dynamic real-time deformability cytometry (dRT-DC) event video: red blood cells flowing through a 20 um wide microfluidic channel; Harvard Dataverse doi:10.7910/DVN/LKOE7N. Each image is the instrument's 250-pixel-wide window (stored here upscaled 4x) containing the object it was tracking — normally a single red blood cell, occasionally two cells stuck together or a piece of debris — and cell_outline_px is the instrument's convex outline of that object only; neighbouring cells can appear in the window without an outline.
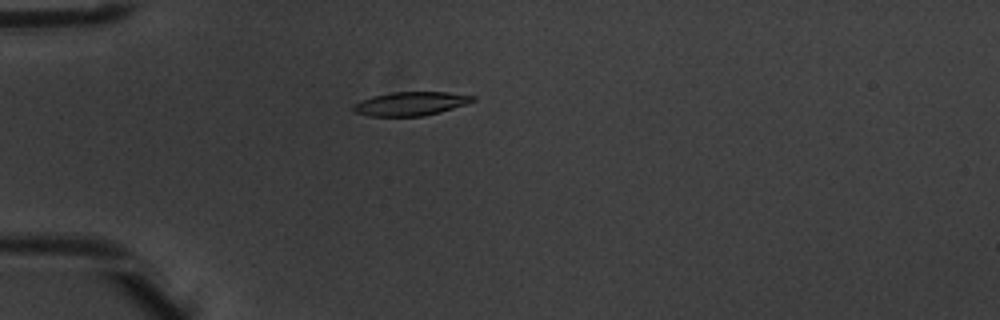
{"species": "common noctule bat (a hibernating species)", "species_latin": "Nyctalus noctula", "temperature_condition": "warm", "stored_images_in_passage": 3, "camera_frame_rate_fps": 3000, "um_per_image_px": 0.085, "animal": {"sex": "male", "body_mass_g": 20.1, "forearm_length_mm": 53.5}, "frame": {"image": 1, "passage_image": 2, "time_ms": 0.333, "image_size_px": [1000, 320], "cell_outline_px": [[476, 100], [440, 112], [424, 116], [368, 116], [356, 112], [352, 108], [360, 100], [372, 96], [392, 92], [448, 92], [476, 96]], "centroid_in_image_um": [34.91, 8.81], "position_along_channel_um": 50.1, "area_um2": 16.42}}